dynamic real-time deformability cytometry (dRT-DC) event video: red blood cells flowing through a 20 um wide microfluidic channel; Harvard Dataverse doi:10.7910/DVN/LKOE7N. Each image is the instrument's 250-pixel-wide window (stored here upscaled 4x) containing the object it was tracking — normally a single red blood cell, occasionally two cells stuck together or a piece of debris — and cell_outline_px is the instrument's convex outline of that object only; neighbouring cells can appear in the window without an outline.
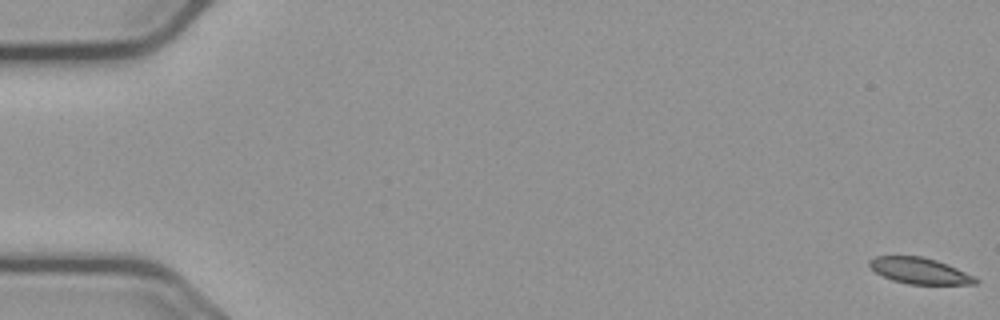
{"species": "common noctule bat (a hibernating species)", "species_latin": "Nyctalus noctula", "temperature_condition": "cold", "stored_images_in_passage": 13, "camera_frame_rate_fps": 3000, "um_per_image_px": 0.085, "animal": {"sex": "male", "body_mass_g": 23.1, "forearm_length_mm": 52.7}, "frame": {"image": 1, "passage_image": 1, "time_ms": 0.0, "image_size_px": [1000, 320], "cell_outline_px": [[980, 280], [976, 284], [908, 284], [892, 280], [876, 272], [868, 264], [868, 260], [876, 256], [920, 256], [936, 260], [948, 264], [976, 276]], "centroid_in_image_um": [78.21, 23.02], "position_along_channel_um": 6.8, "area_um2": 16.18}}